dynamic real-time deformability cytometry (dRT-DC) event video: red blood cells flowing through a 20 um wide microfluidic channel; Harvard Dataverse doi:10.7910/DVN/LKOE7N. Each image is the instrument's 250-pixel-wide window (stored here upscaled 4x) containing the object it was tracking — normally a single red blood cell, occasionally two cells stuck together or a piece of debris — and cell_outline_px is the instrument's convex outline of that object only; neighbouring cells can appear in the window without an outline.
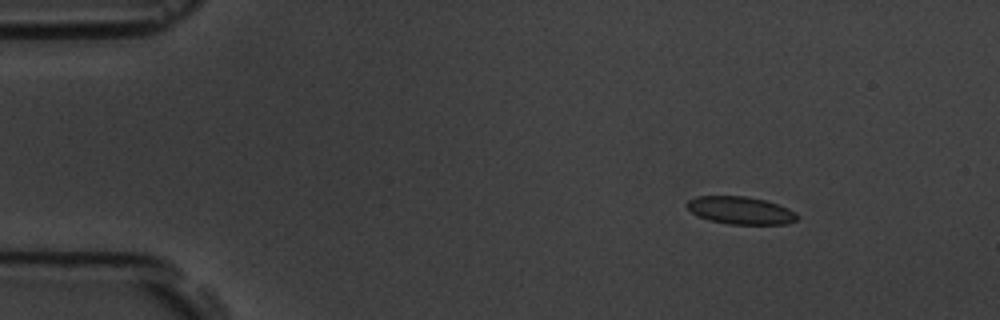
{"species": "common noctule bat (a hibernating species)", "species_latin": "Nyctalus noctula", "temperature_condition": "room temperature", "stored_images_in_passage": 10, "camera_frame_rate_fps": 3000, "um_per_image_px": 0.085, "animal": {"sex": "male", "body_mass_g": 19.5, "forearm_length_mm": 54.6}, "frame": {"image": 1, "passage_image": 2, "time_ms": 1.0, "image_size_px": [1000, 320], "cell_outline_px": [[800, 216], [796, 220], [784, 224], [728, 224], [708, 220], [696, 216], [688, 208], [688, 200], [696, 196], [744, 196], [764, 200], [788, 208], [796, 212]], "centroid_in_image_um": [62.94, 17.89], "position_along_channel_um": 22.1, "area_um2": 17.69}}
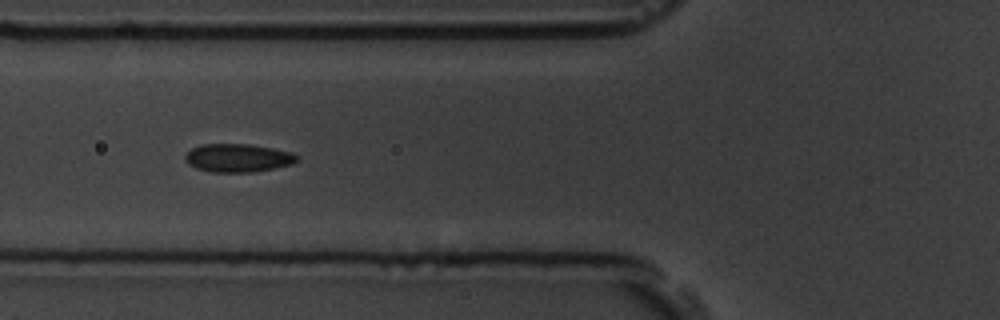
{"frame": {"image": 2, "passage_image": 6, "time_ms": 5.667, "image_size_px": [1000, 320], "cell_outline_px": [[296, 160], [292, 164], [276, 168], [252, 172], [212, 172], [196, 168], [188, 164], [184, 160], [184, 156], [192, 148], [200, 144], [248, 144], [272, 148], [292, 152], [296, 156]], "centroid_in_image_um": [20.18, 13.42], "position_along_channel_um": 105.6, "area_um2": 18.38}}
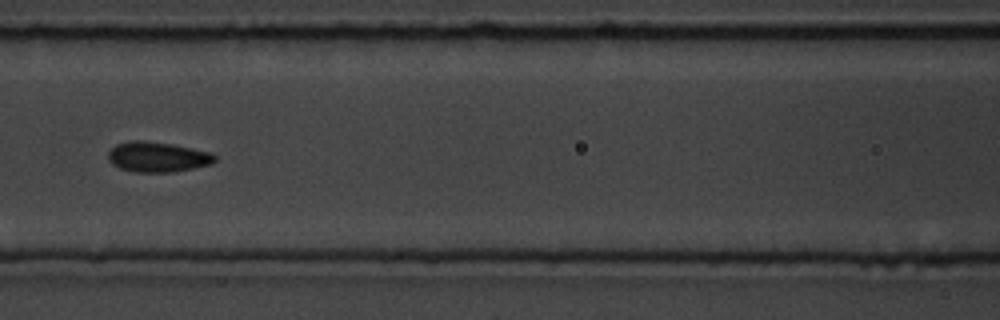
{"frame": {"image": 3, "passage_image": 7, "time_ms": 7.0, "image_size_px": [1000, 320], "cell_outline_px": [[216, 160], [212, 164], [176, 172], [136, 172], [120, 168], [112, 164], [108, 160], [108, 152], [116, 144], [132, 140], [144, 140], [172, 144], [212, 152], [216, 156]], "centroid_in_image_um": [13.41, 13.34], "position_along_channel_um": 153.2, "area_um2": 18.96}}